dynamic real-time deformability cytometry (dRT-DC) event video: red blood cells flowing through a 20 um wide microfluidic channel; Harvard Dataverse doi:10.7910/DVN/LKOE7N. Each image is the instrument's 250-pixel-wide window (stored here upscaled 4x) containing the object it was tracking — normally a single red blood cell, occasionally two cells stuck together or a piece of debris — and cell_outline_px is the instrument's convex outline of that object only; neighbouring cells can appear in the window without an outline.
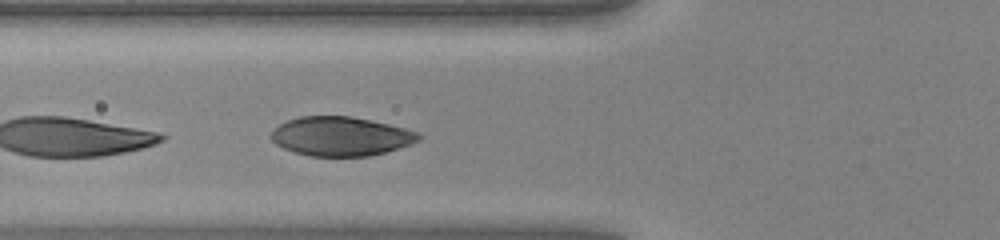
{"species": "human", "species_latin": "Homo sapiens", "temperature_condition": "warm", "stored_images_in_passage": 21, "camera_frame_rate_fps": 3000, "um_per_image_px": 0.085, "donor": {"sex": "female"}, "frame": {"image": 1, "passage_image": 11, "time_ms": 3.333, "image_size_px": [1000, 240], "cell_outline_px": [[424, 136], [420, 140], [412, 144], [384, 152], [368, 156], [308, 156], [284, 148], [276, 144], [272, 140], [272, 132], [280, 124], [288, 120], [300, 116], [352, 116], [388, 124], [404, 128], [416, 132]], "centroid_in_image_um": [28.99, 11.58], "position_along_channel_um": 96.8, "area_um2": 33.41}}
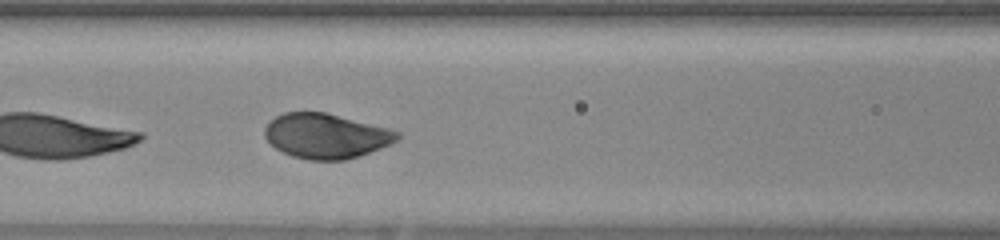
{"frame": {"image": 2, "passage_image": 14, "time_ms": 4.333, "image_size_px": [1000, 240], "cell_outline_px": [[400, 136], [392, 144], [344, 160], [308, 160], [292, 156], [276, 148], [264, 136], [264, 128], [276, 116], [284, 112], [324, 112], [388, 128], [400, 132]], "centroid_in_image_um": [27.7, 11.55], "position_along_channel_um": 138.9, "area_um2": 34.28}}